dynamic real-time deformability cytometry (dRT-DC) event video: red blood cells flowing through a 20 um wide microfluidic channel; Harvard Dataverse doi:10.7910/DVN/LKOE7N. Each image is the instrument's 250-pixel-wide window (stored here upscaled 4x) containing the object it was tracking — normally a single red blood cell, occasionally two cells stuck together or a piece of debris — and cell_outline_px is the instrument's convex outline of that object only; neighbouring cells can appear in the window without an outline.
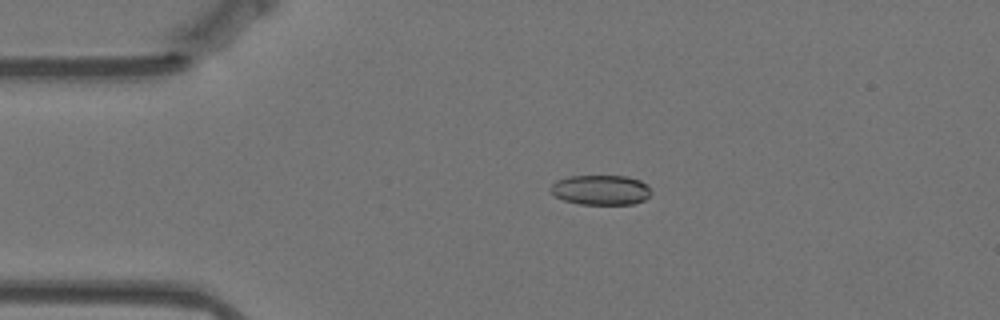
{"species": "Egyptian fruit bat (a non-hibernating species)", "species_latin": "Rousettus aegyptiacus", "temperature_condition": "warm", "stored_images_in_passage": 50, "camera_frame_rate_fps": 3000, "um_per_image_px": 0.085, "animal": {"sex": "female"}, "frame": {"image": 1, "passage_image": 4, "time_ms": 1.0, "image_size_px": [1000, 320], "cell_outline_px": [[652, 192], [644, 200], [632, 204], [580, 204], [564, 200], [556, 196], [548, 188], [556, 180], [568, 176], [628, 176], [640, 180]], "centroid_in_image_um": [51.04, 16.14], "position_along_channel_um": 34.0, "area_um2": 17.46}}
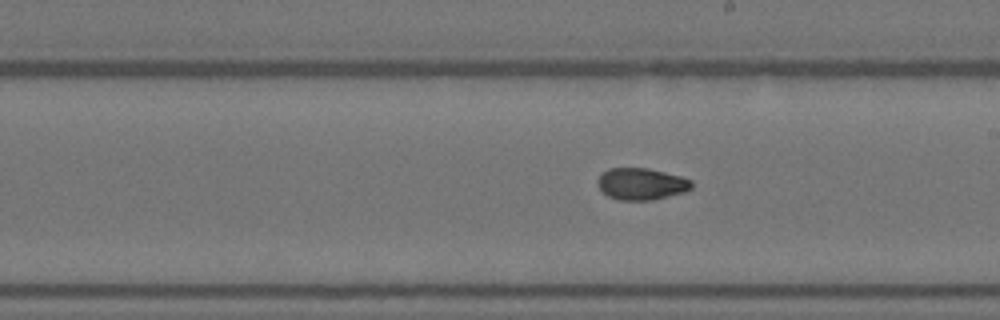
{"frame": {"image": 2, "passage_image": 24, "time_ms": 7.667, "image_size_px": [1000, 320], "cell_outline_px": [[692, 188], [684, 192], [652, 200], [620, 200], [608, 196], [600, 188], [596, 180], [608, 168], [648, 168], [680, 176], [692, 180]], "centroid_in_image_um": [54.52, 15.63], "position_along_channel_um": 234.5, "area_um2": 17.28}}
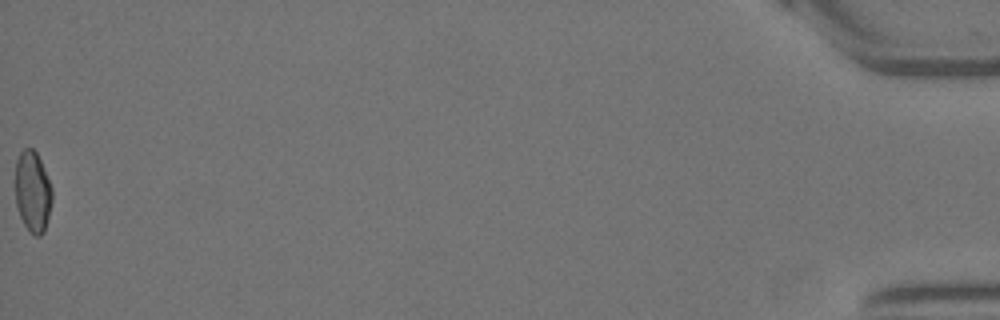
{"frame": {"image": 3, "passage_image": 50, "time_ms": 16.333, "image_size_px": [1000, 320], "cell_outline_px": [[52, 200], [44, 232], [40, 236], [36, 236], [24, 224], [20, 216], [16, 204], [16, 160], [20, 152], [24, 148], [32, 148], [36, 152], [40, 160], [52, 188]], "centroid_in_image_um": [2.78, 16.27], "position_along_channel_um": 432.4, "area_um2": 17.11}, "authors_computed_cell_mechanics": {"area_um2": 17.5712, "velocity_mm_per_s": 3.5199, "shape_relaxation_time_tau1_ms": 5.7419, "shape_relaxation_time_tau2_ms": 2.1156, "deformation_change_tau1": 0.1385, "deformation_change_tau2": 0.0464}}